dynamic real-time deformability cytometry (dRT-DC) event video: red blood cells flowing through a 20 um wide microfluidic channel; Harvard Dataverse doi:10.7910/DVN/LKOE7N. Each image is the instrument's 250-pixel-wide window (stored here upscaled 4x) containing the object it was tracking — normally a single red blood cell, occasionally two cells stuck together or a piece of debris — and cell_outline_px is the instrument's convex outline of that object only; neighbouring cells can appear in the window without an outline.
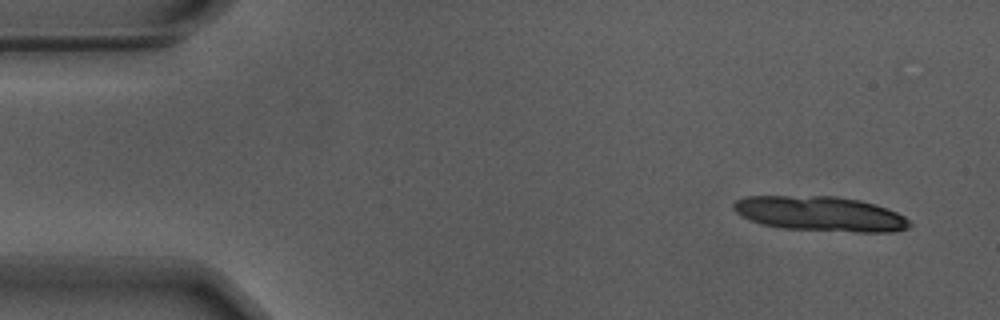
{"species": "Egyptian fruit bat (a non-hibernating species)", "species_latin": "Rousettus aegyptiacus", "temperature_condition": "warm", "stored_images_in_passage": 12, "camera_frame_rate_fps": 3000, "um_per_image_px": 0.085, "animal": {"sex": "male"}, "frame": {"image": 1, "passage_image": 1, "time_ms": 0.0, "image_size_px": [1000, 320], "cell_outline_px": [[912, 224], [908, 228], [892, 232], [856, 232], [784, 228], [764, 224], [740, 216], [732, 208], [732, 204], [736, 200], [744, 196], [836, 196], [860, 200], [876, 204], [896, 212], [904, 216]], "centroid_in_image_um": [69.73, 18.16], "position_along_channel_um": 15.3, "area_um2": 35.78}}